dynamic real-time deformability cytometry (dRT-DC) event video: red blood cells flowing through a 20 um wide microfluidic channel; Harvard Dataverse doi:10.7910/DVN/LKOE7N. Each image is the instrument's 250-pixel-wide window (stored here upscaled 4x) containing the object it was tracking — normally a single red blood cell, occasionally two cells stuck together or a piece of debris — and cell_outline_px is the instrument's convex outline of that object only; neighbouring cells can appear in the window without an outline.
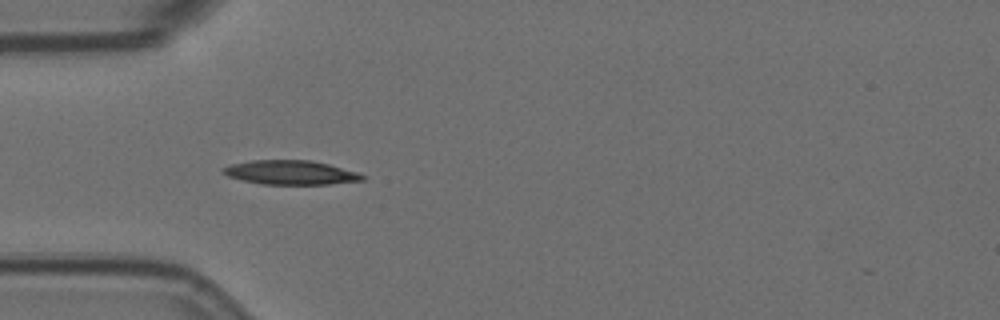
{"species": "Egyptian fruit bat (a non-hibernating species)", "species_latin": "Rousettus aegyptiacus", "temperature_condition": "room temperature", "stored_images_in_passage": 6, "camera_frame_rate_fps": 3000, "um_per_image_px": 0.085, "animal": {"sex": "female"}, "frame": {"image": 1, "passage_image": 4, "time_ms": 1.0, "image_size_px": [1000, 320], "cell_outline_px": [[368, 176], [364, 180], [328, 184], [260, 184], [228, 176], [220, 172], [224, 168], [232, 164], [252, 160], [312, 160], [328, 164], [356, 172]], "centroid_in_image_um": [24.72, 14.66], "position_along_channel_um": 60.3, "area_um2": 19.48}}
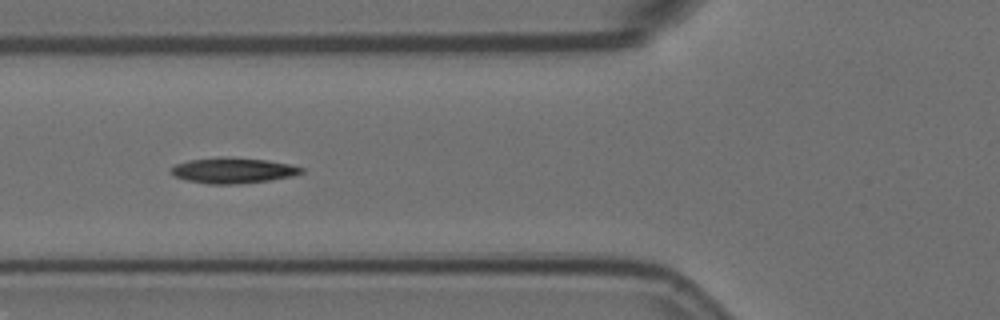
{"frame": {"image": 2, "passage_image": 5, "time_ms": 1.333, "image_size_px": [1000, 320], "cell_outline_px": [[304, 172], [292, 176], [268, 180], [240, 184], [208, 184], [188, 180], [176, 176], [172, 172], [172, 168], [176, 164], [188, 160], [224, 156], [232, 156], [268, 160], [288, 164], [304, 168]], "centroid_in_image_um": [19.84, 14.47], "position_along_channel_um": 106.0, "area_um2": 19.42}}
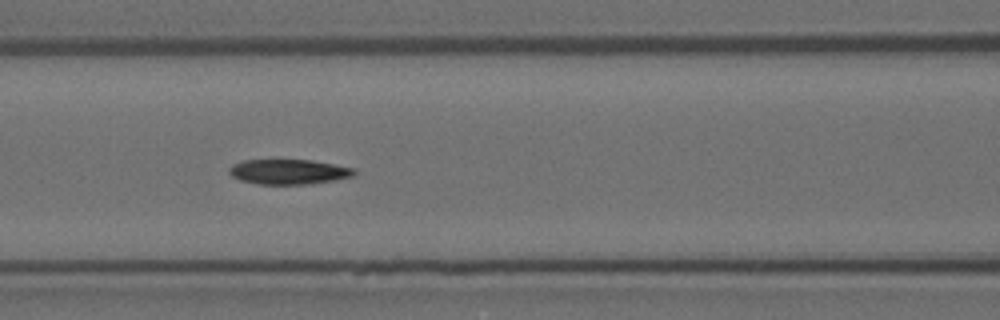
{"frame": {"image": 3, "passage_image": 6, "time_ms": 1.667, "image_size_px": [1000, 320], "cell_outline_px": [[356, 172], [352, 176], [332, 180], [308, 184], [256, 184], [240, 180], [232, 176], [228, 172], [228, 168], [232, 164], [244, 160], [312, 160], [356, 168]], "centroid_in_image_um": [24.51, 14.59], "position_along_channel_um": 142.1, "area_um2": 18.21}}